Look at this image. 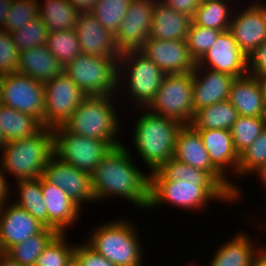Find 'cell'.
<instances>
[{
    "instance_id": "cell-1",
    "label": "cell",
    "mask_w": 266,
    "mask_h": 266,
    "mask_svg": "<svg viewBox=\"0 0 266 266\" xmlns=\"http://www.w3.org/2000/svg\"><path fill=\"white\" fill-rule=\"evenodd\" d=\"M128 149L123 143L112 147L91 173L95 202L121 197L148 210L150 174L145 175L137 168Z\"/></svg>"
},
{
    "instance_id": "cell-2",
    "label": "cell",
    "mask_w": 266,
    "mask_h": 266,
    "mask_svg": "<svg viewBox=\"0 0 266 266\" xmlns=\"http://www.w3.org/2000/svg\"><path fill=\"white\" fill-rule=\"evenodd\" d=\"M142 110L133 129V141L135 150L151 173L173 158L176 136L183 125L147 112V109Z\"/></svg>"
},
{
    "instance_id": "cell-3",
    "label": "cell",
    "mask_w": 266,
    "mask_h": 266,
    "mask_svg": "<svg viewBox=\"0 0 266 266\" xmlns=\"http://www.w3.org/2000/svg\"><path fill=\"white\" fill-rule=\"evenodd\" d=\"M0 151L5 175L12 174L16 181L39 178L53 156L52 128L43 127L31 137L8 141Z\"/></svg>"
},
{
    "instance_id": "cell-4",
    "label": "cell",
    "mask_w": 266,
    "mask_h": 266,
    "mask_svg": "<svg viewBox=\"0 0 266 266\" xmlns=\"http://www.w3.org/2000/svg\"><path fill=\"white\" fill-rule=\"evenodd\" d=\"M113 98L111 95L86 96L64 126L74 134L104 140L112 147L121 145L122 142L117 141L122 132L121 122Z\"/></svg>"
},
{
    "instance_id": "cell-5",
    "label": "cell",
    "mask_w": 266,
    "mask_h": 266,
    "mask_svg": "<svg viewBox=\"0 0 266 266\" xmlns=\"http://www.w3.org/2000/svg\"><path fill=\"white\" fill-rule=\"evenodd\" d=\"M122 218L102 223L85 242L116 266H143V249L132 221Z\"/></svg>"
},
{
    "instance_id": "cell-6",
    "label": "cell",
    "mask_w": 266,
    "mask_h": 266,
    "mask_svg": "<svg viewBox=\"0 0 266 266\" xmlns=\"http://www.w3.org/2000/svg\"><path fill=\"white\" fill-rule=\"evenodd\" d=\"M211 200L234 202V198L218 182L150 181L148 210L167 203L188 211L201 210Z\"/></svg>"
},
{
    "instance_id": "cell-7",
    "label": "cell",
    "mask_w": 266,
    "mask_h": 266,
    "mask_svg": "<svg viewBox=\"0 0 266 266\" xmlns=\"http://www.w3.org/2000/svg\"><path fill=\"white\" fill-rule=\"evenodd\" d=\"M119 59L78 55L64 67V73L86 96L114 97L119 87ZM116 91V92H115Z\"/></svg>"
},
{
    "instance_id": "cell-8",
    "label": "cell",
    "mask_w": 266,
    "mask_h": 266,
    "mask_svg": "<svg viewBox=\"0 0 266 266\" xmlns=\"http://www.w3.org/2000/svg\"><path fill=\"white\" fill-rule=\"evenodd\" d=\"M118 73L119 86H123L124 90L125 87L129 88V97L131 99L132 96L139 109H146L154 100L165 76V73L139 50L121 52ZM124 81H127L125 87Z\"/></svg>"
},
{
    "instance_id": "cell-9",
    "label": "cell",
    "mask_w": 266,
    "mask_h": 266,
    "mask_svg": "<svg viewBox=\"0 0 266 266\" xmlns=\"http://www.w3.org/2000/svg\"><path fill=\"white\" fill-rule=\"evenodd\" d=\"M192 72L165 74L154 100L146 108L152 114L190 125L194 117Z\"/></svg>"
},
{
    "instance_id": "cell-10",
    "label": "cell",
    "mask_w": 266,
    "mask_h": 266,
    "mask_svg": "<svg viewBox=\"0 0 266 266\" xmlns=\"http://www.w3.org/2000/svg\"><path fill=\"white\" fill-rule=\"evenodd\" d=\"M52 133L53 156L89 174L112 148L104 140L74 134L64 125L54 127Z\"/></svg>"
},
{
    "instance_id": "cell-11",
    "label": "cell",
    "mask_w": 266,
    "mask_h": 266,
    "mask_svg": "<svg viewBox=\"0 0 266 266\" xmlns=\"http://www.w3.org/2000/svg\"><path fill=\"white\" fill-rule=\"evenodd\" d=\"M0 104L32 115L44 126V83L19 72L2 74Z\"/></svg>"
},
{
    "instance_id": "cell-12",
    "label": "cell",
    "mask_w": 266,
    "mask_h": 266,
    "mask_svg": "<svg viewBox=\"0 0 266 266\" xmlns=\"http://www.w3.org/2000/svg\"><path fill=\"white\" fill-rule=\"evenodd\" d=\"M173 158L193 168L208 172L234 198V202L242 199L241 188L226 179L212 165L200 134L190 125H183L178 131Z\"/></svg>"
},
{
    "instance_id": "cell-13",
    "label": "cell",
    "mask_w": 266,
    "mask_h": 266,
    "mask_svg": "<svg viewBox=\"0 0 266 266\" xmlns=\"http://www.w3.org/2000/svg\"><path fill=\"white\" fill-rule=\"evenodd\" d=\"M45 112L44 127L64 125L86 95L63 72L44 83Z\"/></svg>"
},
{
    "instance_id": "cell-14",
    "label": "cell",
    "mask_w": 266,
    "mask_h": 266,
    "mask_svg": "<svg viewBox=\"0 0 266 266\" xmlns=\"http://www.w3.org/2000/svg\"><path fill=\"white\" fill-rule=\"evenodd\" d=\"M155 0H131L115 33L120 51L138 50L150 37Z\"/></svg>"
},
{
    "instance_id": "cell-15",
    "label": "cell",
    "mask_w": 266,
    "mask_h": 266,
    "mask_svg": "<svg viewBox=\"0 0 266 266\" xmlns=\"http://www.w3.org/2000/svg\"><path fill=\"white\" fill-rule=\"evenodd\" d=\"M42 177L47 182L62 188L68 197L80 207L84 203L95 202L91 174L77 169L55 156H52L46 164Z\"/></svg>"
},
{
    "instance_id": "cell-16",
    "label": "cell",
    "mask_w": 266,
    "mask_h": 266,
    "mask_svg": "<svg viewBox=\"0 0 266 266\" xmlns=\"http://www.w3.org/2000/svg\"><path fill=\"white\" fill-rule=\"evenodd\" d=\"M235 15L232 12L229 31L239 48L248 56L266 42V5L256 0Z\"/></svg>"
},
{
    "instance_id": "cell-17",
    "label": "cell",
    "mask_w": 266,
    "mask_h": 266,
    "mask_svg": "<svg viewBox=\"0 0 266 266\" xmlns=\"http://www.w3.org/2000/svg\"><path fill=\"white\" fill-rule=\"evenodd\" d=\"M205 67L234 77L247 72V56L239 48L229 30L222 31L210 49L196 62Z\"/></svg>"
},
{
    "instance_id": "cell-18",
    "label": "cell",
    "mask_w": 266,
    "mask_h": 266,
    "mask_svg": "<svg viewBox=\"0 0 266 266\" xmlns=\"http://www.w3.org/2000/svg\"><path fill=\"white\" fill-rule=\"evenodd\" d=\"M138 50L165 74L189 73L196 67L186 40L148 39Z\"/></svg>"
},
{
    "instance_id": "cell-19",
    "label": "cell",
    "mask_w": 266,
    "mask_h": 266,
    "mask_svg": "<svg viewBox=\"0 0 266 266\" xmlns=\"http://www.w3.org/2000/svg\"><path fill=\"white\" fill-rule=\"evenodd\" d=\"M74 29L82 54L119 59L121 51L114 34L105 29L91 12L79 13Z\"/></svg>"
},
{
    "instance_id": "cell-20",
    "label": "cell",
    "mask_w": 266,
    "mask_h": 266,
    "mask_svg": "<svg viewBox=\"0 0 266 266\" xmlns=\"http://www.w3.org/2000/svg\"><path fill=\"white\" fill-rule=\"evenodd\" d=\"M192 76V104L194 112L200 108H206L222 101H228L232 82L236 78L232 75L200 66L194 68Z\"/></svg>"
},
{
    "instance_id": "cell-21",
    "label": "cell",
    "mask_w": 266,
    "mask_h": 266,
    "mask_svg": "<svg viewBox=\"0 0 266 266\" xmlns=\"http://www.w3.org/2000/svg\"><path fill=\"white\" fill-rule=\"evenodd\" d=\"M8 203L0 207V237L5 251L45 228L26 210L14 202Z\"/></svg>"
},
{
    "instance_id": "cell-22",
    "label": "cell",
    "mask_w": 266,
    "mask_h": 266,
    "mask_svg": "<svg viewBox=\"0 0 266 266\" xmlns=\"http://www.w3.org/2000/svg\"><path fill=\"white\" fill-rule=\"evenodd\" d=\"M41 191L48 212V228L66 233L79 219L81 207L56 185L41 176Z\"/></svg>"
},
{
    "instance_id": "cell-23",
    "label": "cell",
    "mask_w": 266,
    "mask_h": 266,
    "mask_svg": "<svg viewBox=\"0 0 266 266\" xmlns=\"http://www.w3.org/2000/svg\"><path fill=\"white\" fill-rule=\"evenodd\" d=\"M195 131L200 134L212 165L228 180L227 170L229 168L234 175H238L240 155L234 147L230 130L204 129Z\"/></svg>"
},
{
    "instance_id": "cell-24",
    "label": "cell",
    "mask_w": 266,
    "mask_h": 266,
    "mask_svg": "<svg viewBox=\"0 0 266 266\" xmlns=\"http://www.w3.org/2000/svg\"><path fill=\"white\" fill-rule=\"evenodd\" d=\"M228 101L239 115L249 117L266 116L262 91L255 76L246 74L232 82Z\"/></svg>"
},
{
    "instance_id": "cell-25",
    "label": "cell",
    "mask_w": 266,
    "mask_h": 266,
    "mask_svg": "<svg viewBox=\"0 0 266 266\" xmlns=\"http://www.w3.org/2000/svg\"><path fill=\"white\" fill-rule=\"evenodd\" d=\"M191 23V17L174 11L160 0H155L148 39L186 40Z\"/></svg>"
},
{
    "instance_id": "cell-26",
    "label": "cell",
    "mask_w": 266,
    "mask_h": 266,
    "mask_svg": "<svg viewBox=\"0 0 266 266\" xmlns=\"http://www.w3.org/2000/svg\"><path fill=\"white\" fill-rule=\"evenodd\" d=\"M17 72L45 83L64 72V67L46 46H40L19 53Z\"/></svg>"
},
{
    "instance_id": "cell-27",
    "label": "cell",
    "mask_w": 266,
    "mask_h": 266,
    "mask_svg": "<svg viewBox=\"0 0 266 266\" xmlns=\"http://www.w3.org/2000/svg\"><path fill=\"white\" fill-rule=\"evenodd\" d=\"M220 246L207 266H251L253 257L262 247V243L261 246L255 247L248 234L240 231Z\"/></svg>"
},
{
    "instance_id": "cell-28",
    "label": "cell",
    "mask_w": 266,
    "mask_h": 266,
    "mask_svg": "<svg viewBox=\"0 0 266 266\" xmlns=\"http://www.w3.org/2000/svg\"><path fill=\"white\" fill-rule=\"evenodd\" d=\"M38 4L39 18L49 32L75 28L80 12L70 0H44L43 4L38 0Z\"/></svg>"
},
{
    "instance_id": "cell-29",
    "label": "cell",
    "mask_w": 266,
    "mask_h": 266,
    "mask_svg": "<svg viewBox=\"0 0 266 266\" xmlns=\"http://www.w3.org/2000/svg\"><path fill=\"white\" fill-rule=\"evenodd\" d=\"M0 127L8 142L31 137L44 126L34 116L0 104Z\"/></svg>"
},
{
    "instance_id": "cell-30",
    "label": "cell",
    "mask_w": 266,
    "mask_h": 266,
    "mask_svg": "<svg viewBox=\"0 0 266 266\" xmlns=\"http://www.w3.org/2000/svg\"><path fill=\"white\" fill-rule=\"evenodd\" d=\"M239 113L229 101H222L194 112L190 126L194 130H230Z\"/></svg>"
},
{
    "instance_id": "cell-31",
    "label": "cell",
    "mask_w": 266,
    "mask_h": 266,
    "mask_svg": "<svg viewBox=\"0 0 266 266\" xmlns=\"http://www.w3.org/2000/svg\"><path fill=\"white\" fill-rule=\"evenodd\" d=\"M16 182V183H15ZM18 192L17 201L13 202L30 213L45 227H48V212L41 191V177L14 181Z\"/></svg>"
},
{
    "instance_id": "cell-32",
    "label": "cell",
    "mask_w": 266,
    "mask_h": 266,
    "mask_svg": "<svg viewBox=\"0 0 266 266\" xmlns=\"http://www.w3.org/2000/svg\"><path fill=\"white\" fill-rule=\"evenodd\" d=\"M228 0H202L195 12L192 22L206 28L220 31L229 30L232 20V5ZM229 4V5H228Z\"/></svg>"
},
{
    "instance_id": "cell-33",
    "label": "cell",
    "mask_w": 266,
    "mask_h": 266,
    "mask_svg": "<svg viewBox=\"0 0 266 266\" xmlns=\"http://www.w3.org/2000/svg\"><path fill=\"white\" fill-rule=\"evenodd\" d=\"M57 234L52 228L45 227L40 233L10 247L6 254L22 266H35L37 258Z\"/></svg>"
},
{
    "instance_id": "cell-34",
    "label": "cell",
    "mask_w": 266,
    "mask_h": 266,
    "mask_svg": "<svg viewBox=\"0 0 266 266\" xmlns=\"http://www.w3.org/2000/svg\"><path fill=\"white\" fill-rule=\"evenodd\" d=\"M150 174V181H197V182H217L208 172L193 168L174 158L164 163L158 170Z\"/></svg>"
},
{
    "instance_id": "cell-35",
    "label": "cell",
    "mask_w": 266,
    "mask_h": 266,
    "mask_svg": "<svg viewBox=\"0 0 266 266\" xmlns=\"http://www.w3.org/2000/svg\"><path fill=\"white\" fill-rule=\"evenodd\" d=\"M46 47L63 67L82 54L75 29L49 32Z\"/></svg>"
},
{
    "instance_id": "cell-36",
    "label": "cell",
    "mask_w": 266,
    "mask_h": 266,
    "mask_svg": "<svg viewBox=\"0 0 266 266\" xmlns=\"http://www.w3.org/2000/svg\"><path fill=\"white\" fill-rule=\"evenodd\" d=\"M266 128V116L249 117L239 115L230 128L234 147L240 155Z\"/></svg>"
},
{
    "instance_id": "cell-37",
    "label": "cell",
    "mask_w": 266,
    "mask_h": 266,
    "mask_svg": "<svg viewBox=\"0 0 266 266\" xmlns=\"http://www.w3.org/2000/svg\"><path fill=\"white\" fill-rule=\"evenodd\" d=\"M69 244L66 233H58L37 258L35 266H73L76 244Z\"/></svg>"
},
{
    "instance_id": "cell-38",
    "label": "cell",
    "mask_w": 266,
    "mask_h": 266,
    "mask_svg": "<svg viewBox=\"0 0 266 266\" xmlns=\"http://www.w3.org/2000/svg\"><path fill=\"white\" fill-rule=\"evenodd\" d=\"M131 0H98L91 13L98 22L115 35Z\"/></svg>"
},
{
    "instance_id": "cell-39",
    "label": "cell",
    "mask_w": 266,
    "mask_h": 266,
    "mask_svg": "<svg viewBox=\"0 0 266 266\" xmlns=\"http://www.w3.org/2000/svg\"><path fill=\"white\" fill-rule=\"evenodd\" d=\"M48 35V28L39 16L20 29L11 32L13 42L19 53L31 48L46 46Z\"/></svg>"
},
{
    "instance_id": "cell-40",
    "label": "cell",
    "mask_w": 266,
    "mask_h": 266,
    "mask_svg": "<svg viewBox=\"0 0 266 266\" xmlns=\"http://www.w3.org/2000/svg\"><path fill=\"white\" fill-rule=\"evenodd\" d=\"M266 164V128L257 139L240 154L238 175L249 176ZM249 174V175H248Z\"/></svg>"
},
{
    "instance_id": "cell-41",
    "label": "cell",
    "mask_w": 266,
    "mask_h": 266,
    "mask_svg": "<svg viewBox=\"0 0 266 266\" xmlns=\"http://www.w3.org/2000/svg\"><path fill=\"white\" fill-rule=\"evenodd\" d=\"M222 31L195 25L193 22L187 33L186 42L190 55L197 62L215 43Z\"/></svg>"
},
{
    "instance_id": "cell-42",
    "label": "cell",
    "mask_w": 266,
    "mask_h": 266,
    "mask_svg": "<svg viewBox=\"0 0 266 266\" xmlns=\"http://www.w3.org/2000/svg\"><path fill=\"white\" fill-rule=\"evenodd\" d=\"M38 0H13L6 19L5 30L9 33L20 29L39 15Z\"/></svg>"
},
{
    "instance_id": "cell-43",
    "label": "cell",
    "mask_w": 266,
    "mask_h": 266,
    "mask_svg": "<svg viewBox=\"0 0 266 266\" xmlns=\"http://www.w3.org/2000/svg\"><path fill=\"white\" fill-rule=\"evenodd\" d=\"M19 51L11 33L0 30V75L17 72Z\"/></svg>"
},
{
    "instance_id": "cell-44",
    "label": "cell",
    "mask_w": 266,
    "mask_h": 266,
    "mask_svg": "<svg viewBox=\"0 0 266 266\" xmlns=\"http://www.w3.org/2000/svg\"><path fill=\"white\" fill-rule=\"evenodd\" d=\"M73 266H116L108 259L94 251L85 242L76 244L73 255Z\"/></svg>"
},
{
    "instance_id": "cell-45",
    "label": "cell",
    "mask_w": 266,
    "mask_h": 266,
    "mask_svg": "<svg viewBox=\"0 0 266 266\" xmlns=\"http://www.w3.org/2000/svg\"><path fill=\"white\" fill-rule=\"evenodd\" d=\"M247 72L253 76L266 75V42L247 56Z\"/></svg>"
},
{
    "instance_id": "cell-46",
    "label": "cell",
    "mask_w": 266,
    "mask_h": 266,
    "mask_svg": "<svg viewBox=\"0 0 266 266\" xmlns=\"http://www.w3.org/2000/svg\"><path fill=\"white\" fill-rule=\"evenodd\" d=\"M176 12L193 18L202 0H160Z\"/></svg>"
},
{
    "instance_id": "cell-47",
    "label": "cell",
    "mask_w": 266,
    "mask_h": 266,
    "mask_svg": "<svg viewBox=\"0 0 266 266\" xmlns=\"http://www.w3.org/2000/svg\"><path fill=\"white\" fill-rule=\"evenodd\" d=\"M3 173L1 166H0V207H2L5 203H7L9 200V194H11L9 188L10 185L7 182V177Z\"/></svg>"
},
{
    "instance_id": "cell-48",
    "label": "cell",
    "mask_w": 266,
    "mask_h": 266,
    "mask_svg": "<svg viewBox=\"0 0 266 266\" xmlns=\"http://www.w3.org/2000/svg\"><path fill=\"white\" fill-rule=\"evenodd\" d=\"M80 13L91 12L98 0H70Z\"/></svg>"
},
{
    "instance_id": "cell-49",
    "label": "cell",
    "mask_w": 266,
    "mask_h": 266,
    "mask_svg": "<svg viewBox=\"0 0 266 266\" xmlns=\"http://www.w3.org/2000/svg\"><path fill=\"white\" fill-rule=\"evenodd\" d=\"M13 0H0V30H5L6 19Z\"/></svg>"
},
{
    "instance_id": "cell-50",
    "label": "cell",
    "mask_w": 266,
    "mask_h": 266,
    "mask_svg": "<svg viewBox=\"0 0 266 266\" xmlns=\"http://www.w3.org/2000/svg\"><path fill=\"white\" fill-rule=\"evenodd\" d=\"M251 266H266V245L260 248V250L253 257Z\"/></svg>"
},
{
    "instance_id": "cell-51",
    "label": "cell",
    "mask_w": 266,
    "mask_h": 266,
    "mask_svg": "<svg viewBox=\"0 0 266 266\" xmlns=\"http://www.w3.org/2000/svg\"><path fill=\"white\" fill-rule=\"evenodd\" d=\"M0 266H22L6 253L0 256Z\"/></svg>"
},
{
    "instance_id": "cell-52",
    "label": "cell",
    "mask_w": 266,
    "mask_h": 266,
    "mask_svg": "<svg viewBox=\"0 0 266 266\" xmlns=\"http://www.w3.org/2000/svg\"><path fill=\"white\" fill-rule=\"evenodd\" d=\"M255 77L260 85L262 96H263V102L266 107V75H259Z\"/></svg>"
},
{
    "instance_id": "cell-53",
    "label": "cell",
    "mask_w": 266,
    "mask_h": 266,
    "mask_svg": "<svg viewBox=\"0 0 266 266\" xmlns=\"http://www.w3.org/2000/svg\"><path fill=\"white\" fill-rule=\"evenodd\" d=\"M254 173H255L254 175L258 176V178L260 177V182L262 181V184H264L265 185L264 187H266V164L260 167Z\"/></svg>"
},
{
    "instance_id": "cell-54",
    "label": "cell",
    "mask_w": 266,
    "mask_h": 266,
    "mask_svg": "<svg viewBox=\"0 0 266 266\" xmlns=\"http://www.w3.org/2000/svg\"><path fill=\"white\" fill-rule=\"evenodd\" d=\"M6 139L4 137V134L2 132V128L0 127V149L2 150V148L4 147V145L6 144Z\"/></svg>"
},
{
    "instance_id": "cell-55",
    "label": "cell",
    "mask_w": 266,
    "mask_h": 266,
    "mask_svg": "<svg viewBox=\"0 0 266 266\" xmlns=\"http://www.w3.org/2000/svg\"><path fill=\"white\" fill-rule=\"evenodd\" d=\"M5 253H6V251L3 248V245H2V242H1V237H0V256L5 254Z\"/></svg>"
}]
</instances>
